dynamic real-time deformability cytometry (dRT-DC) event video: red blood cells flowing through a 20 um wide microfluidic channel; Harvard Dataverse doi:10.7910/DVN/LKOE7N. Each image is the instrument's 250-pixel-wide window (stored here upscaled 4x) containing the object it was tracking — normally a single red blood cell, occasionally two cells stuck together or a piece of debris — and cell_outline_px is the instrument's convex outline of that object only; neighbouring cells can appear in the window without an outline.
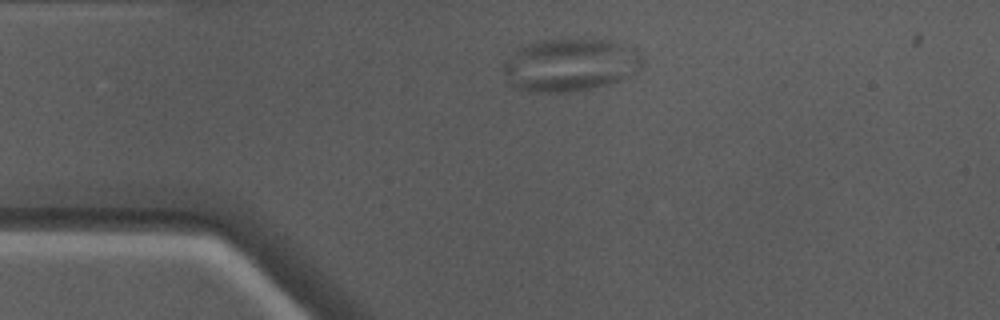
{"species": "Egyptian fruit bat (a non-hibernating species)", "species_latin": "Rousettus aegyptiacus", "temperature_condition": "warm", "stored_images_in_passage": 40, "camera_frame_rate_fps": 3000, "um_per_image_px": 0.085, "animal": {"sex": "male"}, "frame": {"image": 1, "passage_image": 1, "time_ms": 0.0, "image_size_px": [1000, 320], "cell_outline_px": [[644, 60], [636, 72], [620, 80], [592, 88], [568, 92], [532, 92], [516, 88], [512, 84], [504, 72], [504, 64], [520, 48], [536, 40], [568, 36], [576, 36], [612, 40], [636, 48], [644, 56]], "centroid_in_image_um": [48.54, 5.45], "position_along_channel_um": 36.5, "area_um2": 43.58}}
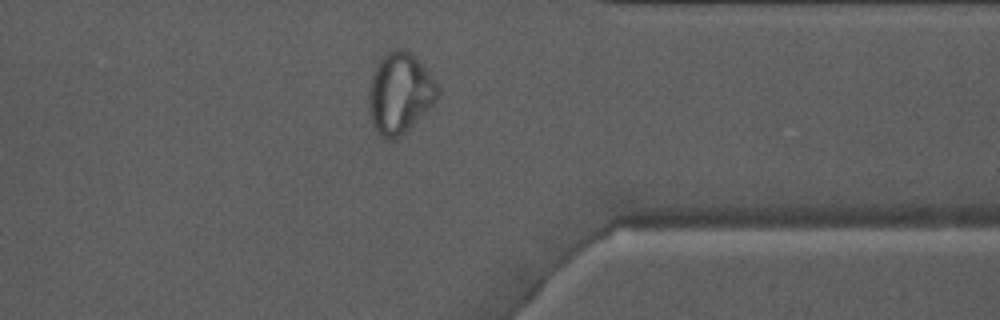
{"frame": {"image": 2, "passage_image": 29, "time_ms": 9.333, "image_size_px": [1000, 320], "cell_outline_px": [[440, 96], [396, 140], [384, 140], [376, 132], [372, 124], [368, 100], [368, 80], [376, 64], [384, 52], [392, 48], [404, 48], [412, 52], [416, 56], [440, 88]], "centroid_in_image_um": [33.93, 7.87], "position_along_channel_um": 377.5, "area_um2": 32.95}}
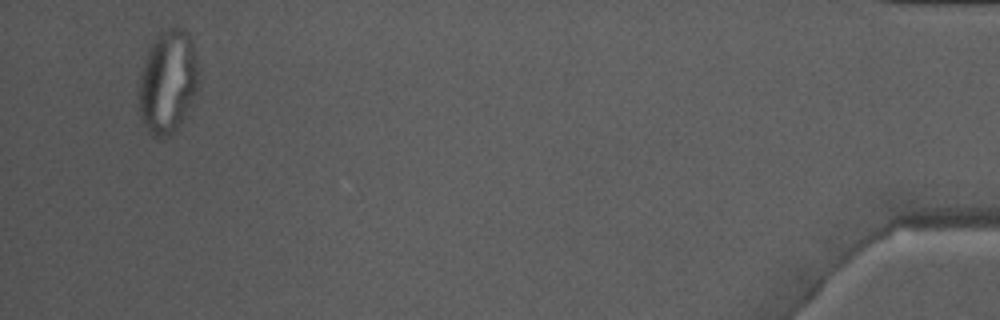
{"frame": {"image": 3, "passage_image": 38, "time_ms": 12.333, "image_size_px": [1000, 320], "cell_outline_px": [[200, 80], [196, 92], [184, 116], [176, 128], [168, 136], [152, 136], [140, 120], [136, 96], [140, 72], [148, 48], [156, 36], [164, 28], [176, 24], [184, 28], [192, 40], [196, 56]], "centroid_in_image_um": [14.23, 6.89], "position_along_channel_um": 421.0, "area_um2": 36.88}}